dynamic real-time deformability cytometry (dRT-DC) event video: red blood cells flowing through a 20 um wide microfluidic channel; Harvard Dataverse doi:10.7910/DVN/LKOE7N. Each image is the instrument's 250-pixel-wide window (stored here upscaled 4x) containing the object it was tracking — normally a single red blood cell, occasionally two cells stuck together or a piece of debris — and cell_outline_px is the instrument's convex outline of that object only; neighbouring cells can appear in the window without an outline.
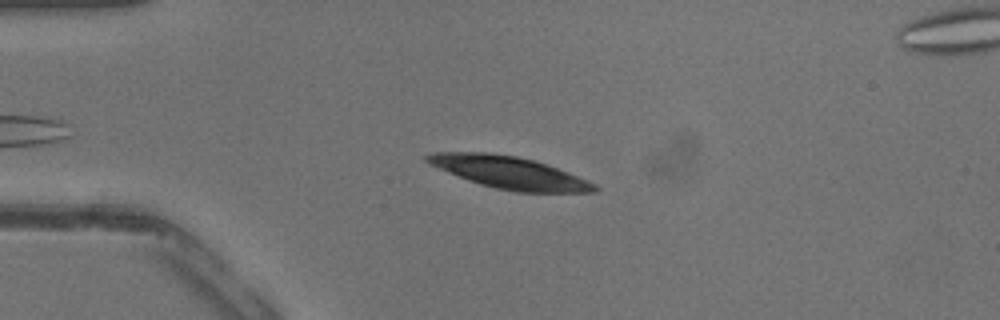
{"species": "common noctule bat (a hibernating species)", "species_latin": "Nyctalus noctula", "temperature_condition": "warm", "stored_images_in_passage": 35, "camera_frame_rate_fps": 3000, "um_per_image_px": 0.085, "animal": {"sex": "male", "body_mass_g": 13.3}, "frame": {"image": 1, "passage_image": 7, "time_ms": 2.0, "image_size_px": [1000, 320], "cell_outline_px": [[600, 188], [596, 192], [516, 192], [496, 188], [480, 184], [468, 180], [428, 164], [424, 160], [424, 156], [432, 152], [488, 152], [516, 156], [536, 160], [548, 164], [588, 180], [596, 184]], "centroid_in_image_um": [43.3, 14.66], "position_along_channel_um": 41.7, "area_um2": 31.56}}
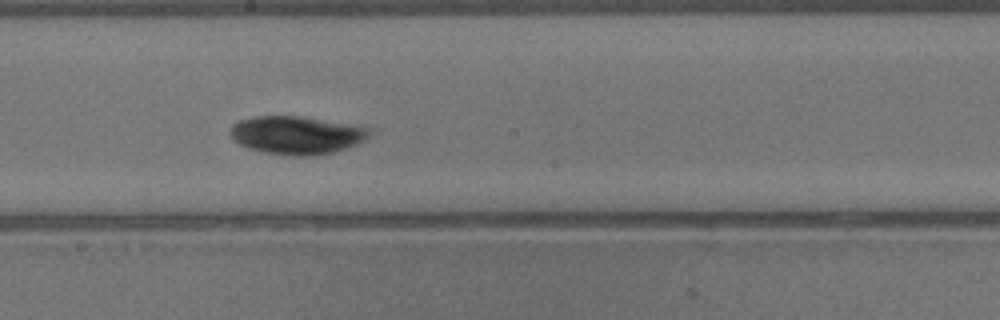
{"frame": {"image": 2, "passage_image": 20, "time_ms": 6.333, "image_size_px": [1000, 320], "cell_outline_px": [[372, 136], [356, 144], [332, 152], [312, 156], [296, 156], [264, 152], [240, 144], [228, 132], [232, 124], [236, 120], [252, 116], [300, 116], [356, 124], [372, 128]], "centroid_in_image_um": [25.25, 11.45], "position_along_channel_um": 222.9, "area_um2": 31.15}}
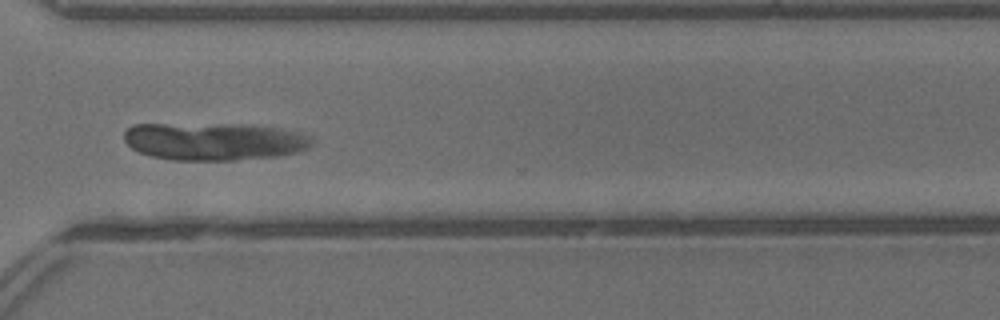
{"frame": {"image": 3, "passage_image": 28, "time_ms": 9.0, "image_size_px": [1000, 320], "cell_outline_px": [[312, 144], [308, 148], [300, 152], [280, 156], [236, 160], [172, 160], [148, 156], [132, 148], [124, 140], [124, 132], [132, 124], [248, 124], [280, 128], [304, 132], [312, 136]], "centroid_in_image_um": [18.26, 12.01], "position_along_channel_um": 352.3, "area_um2": 41.91}}